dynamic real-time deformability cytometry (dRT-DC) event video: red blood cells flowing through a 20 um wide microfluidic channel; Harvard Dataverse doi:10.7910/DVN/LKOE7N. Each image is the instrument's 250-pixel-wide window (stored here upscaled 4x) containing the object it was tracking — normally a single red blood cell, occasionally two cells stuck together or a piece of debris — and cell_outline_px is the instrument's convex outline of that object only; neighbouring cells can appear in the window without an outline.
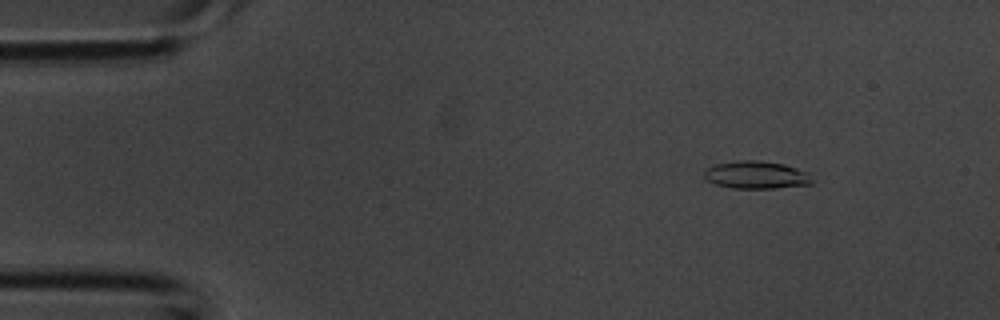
{"species": "common noctule bat (a hibernating species)", "species_latin": "Nyctalus noctula", "temperature_condition": "room temperature", "stored_images_in_passage": 4, "camera_frame_rate_fps": 3000, "um_per_image_px": 0.085, "animal": {"sex": "male", "body_mass_g": 20.1, "forearm_length_mm": 53.5}, "frame": {"image": 1, "passage_image": 1, "time_ms": 0.0, "image_size_px": [1000, 320], "cell_outline_px": [[812, 184], [776, 188], [732, 188], [716, 184], [708, 180], [704, 176], [704, 172], [708, 168], [716, 164], [744, 160], [760, 160], [784, 164], [808, 172], [812, 180]], "centroid_in_image_um": [64.31, 14.87], "position_along_channel_um": 20.7, "area_um2": 17.22}}
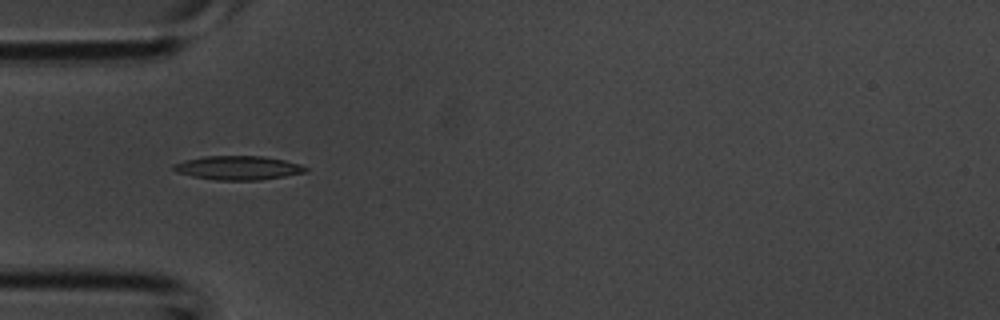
{"frame": {"image": 2, "passage_image": 3, "time_ms": 0.667, "image_size_px": [1000, 320], "cell_outline_px": [[308, 172], [260, 180], [216, 180], [192, 176], [176, 172], [172, 168], [172, 164], [184, 160], [204, 156], [264, 156], [284, 160], [300, 164], [308, 168]], "centroid_in_image_um": [20.23, 14.26], "position_along_channel_um": 64.8, "area_um2": 18.5}}
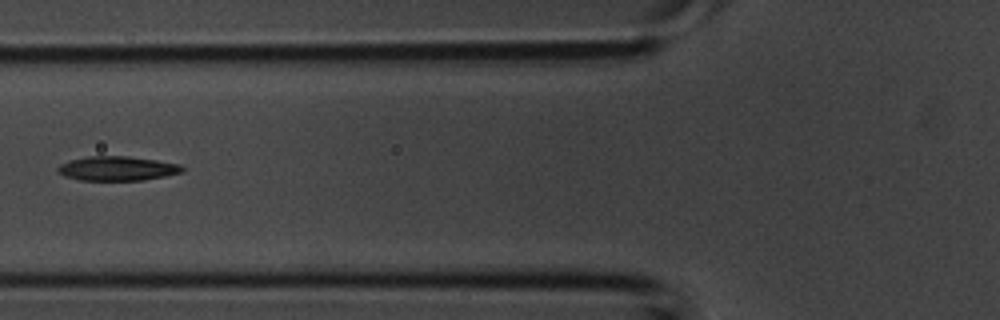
{"frame": {"image": 3, "passage_image": 4, "time_ms": 1.0, "image_size_px": [1000, 320], "cell_outline_px": [[184, 172], [144, 180], [80, 180], [64, 176], [56, 168], [60, 164], [72, 160], [88, 156], [128, 156], [156, 160], [180, 164], [184, 168]], "centroid_in_image_um": [9.99, 14.32], "position_along_channel_um": 115.8, "area_um2": 17.57}}